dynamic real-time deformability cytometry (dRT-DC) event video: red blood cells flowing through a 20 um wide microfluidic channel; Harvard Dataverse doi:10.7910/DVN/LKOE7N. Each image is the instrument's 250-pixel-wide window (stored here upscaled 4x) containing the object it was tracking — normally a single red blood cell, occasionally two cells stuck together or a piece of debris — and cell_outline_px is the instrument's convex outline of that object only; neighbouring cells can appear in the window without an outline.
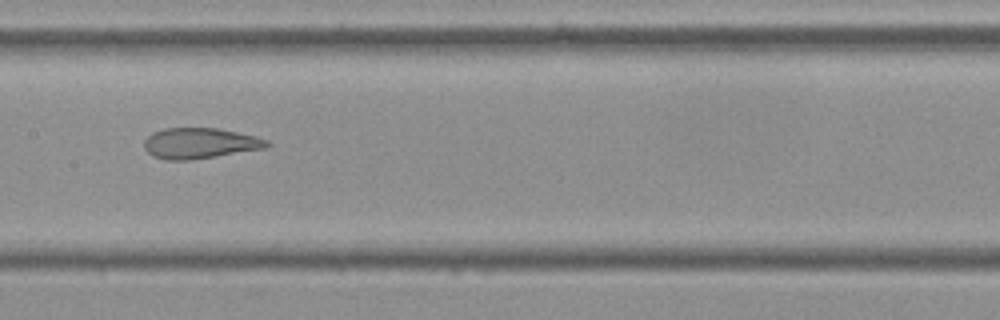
{"species": "Egyptian fruit bat (a non-hibernating species)", "species_latin": "Rousettus aegyptiacus", "temperature_condition": "cold", "stored_images_in_passage": 14, "camera_frame_rate_fps": 3000, "um_per_image_px": 0.085, "frame": {"image": 1, "passage_image": 7, "time_ms": 2.0, "image_size_px": [1000, 320], "cell_outline_px": [[272, 144], [264, 148], [192, 160], [164, 160], [152, 156], [144, 148], [144, 140], [152, 132], [164, 128], [216, 128], [256, 136], [268, 140]], "centroid_in_image_um": [16.96, 12.18], "position_along_channel_um": 190.4, "area_um2": 21.96}}
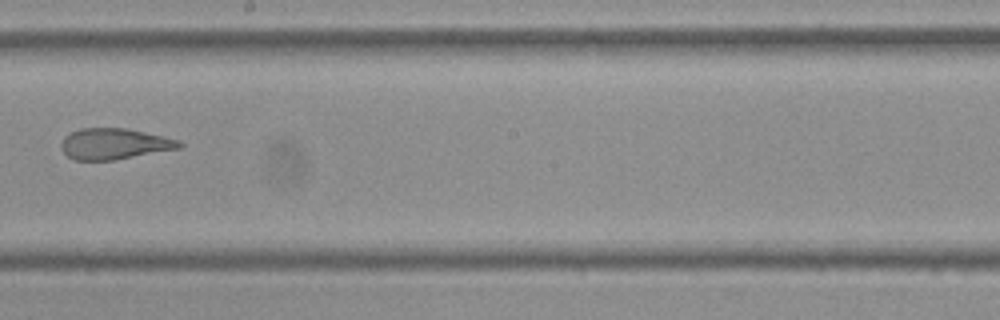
{"frame": {"image": 2, "passage_image": 8, "time_ms": 2.333, "image_size_px": [1000, 320], "cell_outline_px": [[184, 144], [180, 148], [116, 160], [72, 160], [60, 148], [60, 144], [64, 136], [80, 128], [128, 128], [164, 136], [180, 140]], "centroid_in_image_um": [9.72, 12.23], "position_along_channel_um": 238.5, "area_um2": 21.56}}
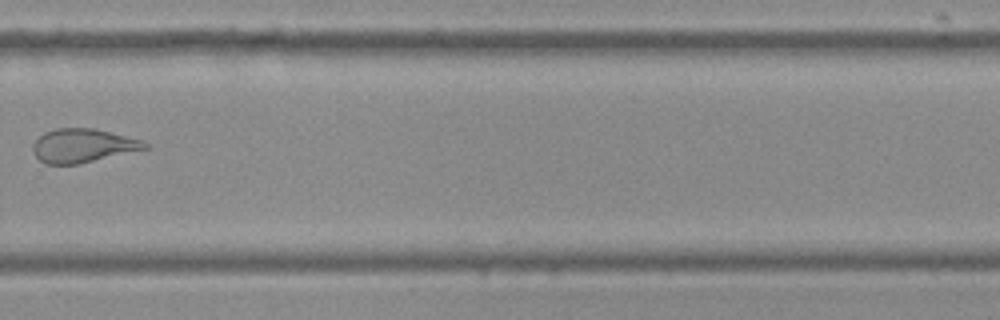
{"frame": {"image": 3, "passage_image": 10, "time_ms": 3.0, "image_size_px": [1000, 320], "cell_outline_px": [[152, 148], [80, 164], [44, 164], [32, 152], [32, 144], [44, 132], [56, 128], [92, 128], [140, 140], [148, 144]], "centroid_in_image_um": [7.03, 12.4], "position_along_channel_um": 322.8, "area_um2": 22.08}}